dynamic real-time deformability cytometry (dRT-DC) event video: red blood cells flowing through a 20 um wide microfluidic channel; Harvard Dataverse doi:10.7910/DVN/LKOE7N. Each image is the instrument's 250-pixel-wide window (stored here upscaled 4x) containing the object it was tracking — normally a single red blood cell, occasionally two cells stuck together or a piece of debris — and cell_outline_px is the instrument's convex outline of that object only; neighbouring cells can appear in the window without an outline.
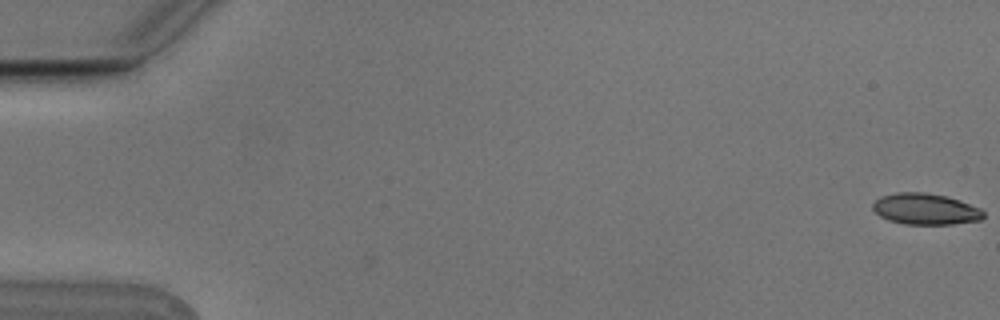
{"species": "Egyptian fruit bat (a non-hibernating species)", "species_latin": "Rousettus aegyptiacus", "temperature_condition": "cold", "stored_images_in_passage": 8, "camera_frame_rate_fps": 3000, "um_per_image_px": 0.085, "animal": {"sex": "male"}, "frame": {"image": 1, "passage_image": 1, "time_ms": 0.0, "image_size_px": [1000, 320], "cell_outline_px": [[984, 216], [980, 220], [952, 224], [904, 224], [888, 220], [880, 216], [872, 208], [872, 204], [880, 196], [896, 192], [924, 192], [948, 196], [960, 200], [980, 208], [984, 212]], "centroid_in_image_um": [78.65, 17.76], "position_along_channel_um": 6.3, "area_um2": 20.23}}
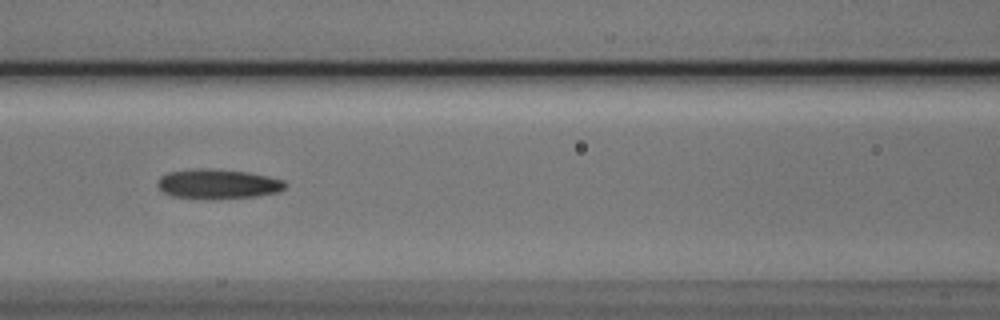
{"frame": {"image": 2, "passage_image": 8, "time_ms": 2.333, "image_size_px": [1000, 320], "cell_outline_px": [[288, 184], [280, 192], [256, 196], [216, 200], [204, 200], [172, 196], [164, 192], [156, 184], [156, 180], [160, 176], [168, 172], [200, 168], [208, 168], [248, 172], [268, 176], [284, 180]], "centroid_in_image_um": [18.52, 15.65], "position_along_channel_um": 148.1, "area_um2": 22.6}}